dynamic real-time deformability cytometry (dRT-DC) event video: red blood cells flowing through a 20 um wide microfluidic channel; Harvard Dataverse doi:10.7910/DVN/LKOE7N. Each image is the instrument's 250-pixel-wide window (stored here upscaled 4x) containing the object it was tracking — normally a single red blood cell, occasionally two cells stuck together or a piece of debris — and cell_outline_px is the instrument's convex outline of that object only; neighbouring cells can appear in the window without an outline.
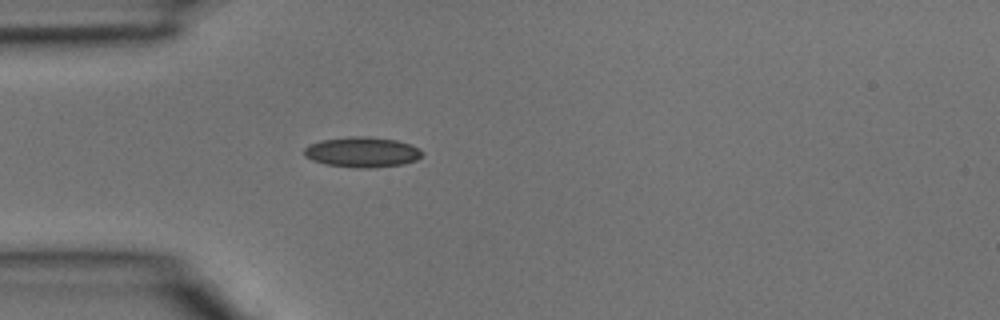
{"species": "common noctule bat (a hibernating species)", "species_latin": "Nyctalus noctula", "temperature_condition": "room temperature", "stored_images_in_passage": 1, "camera_frame_rate_fps": 3000, "um_per_image_px": 0.085, "animal": {"sex": "male", "body_mass_g": 15.6}, "frame": {"image": 1, "passage_image": 1, "time_ms": 0.0, "image_size_px": [1000, 320], "cell_outline_px": [[424, 152], [416, 160], [404, 164], [372, 168], [356, 168], [324, 164], [312, 160], [304, 156], [304, 148], [308, 144], [324, 140], [348, 136], [368, 136], [396, 140], [408, 144]], "centroid_in_image_um": [30.75, 12.93], "position_along_channel_um": 54.3, "area_um2": 20.87}}